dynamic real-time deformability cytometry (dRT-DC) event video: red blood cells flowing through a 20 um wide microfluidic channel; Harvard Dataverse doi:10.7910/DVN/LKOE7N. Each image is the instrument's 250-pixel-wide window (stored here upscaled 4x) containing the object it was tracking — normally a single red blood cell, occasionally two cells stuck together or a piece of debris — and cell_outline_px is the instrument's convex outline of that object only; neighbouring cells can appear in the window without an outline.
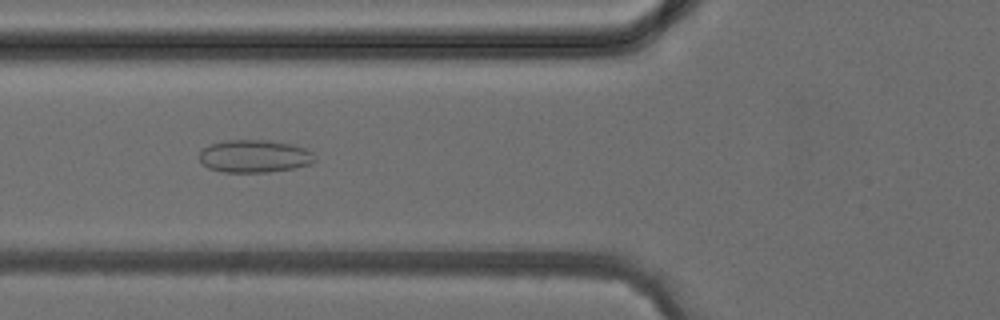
{"species": "common noctule bat (a hibernating species)", "species_latin": "Nyctalus noctula", "temperature_condition": "cold", "stored_images_in_passage": 5, "camera_frame_rate_fps": 3000, "um_per_image_px": 0.085, "animal": {"sex": "female", "body_mass_g": 24.6, "forearm_length_mm": 56.2}, "frame": {"image": 1, "passage_image": 5, "time_ms": 4.667, "image_size_px": [1000, 320], "cell_outline_px": [[316, 160], [308, 164], [292, 168], [268, 172], [224, 172], [208, 168], [200, 160], [200, 152], [208, 144], [224, 140], [268, 140], [292, 144], [308, 148], [312, 152]], "centroid_in_image_um": [21.63, 13.26], "position_along_channel_um": 104.2, "area_um2": 22.02}}